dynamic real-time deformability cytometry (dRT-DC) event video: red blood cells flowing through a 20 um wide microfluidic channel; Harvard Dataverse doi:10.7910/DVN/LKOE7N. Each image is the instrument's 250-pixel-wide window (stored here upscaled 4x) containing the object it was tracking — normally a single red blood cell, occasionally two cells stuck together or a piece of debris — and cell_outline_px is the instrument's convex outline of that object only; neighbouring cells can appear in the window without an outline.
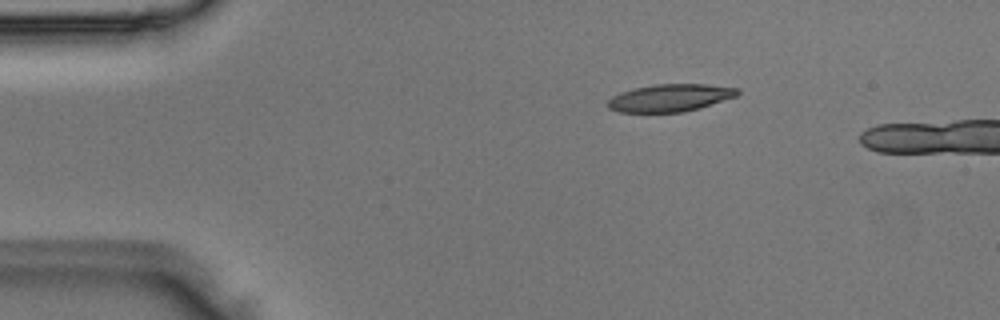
{"species": "Egyptian fruit bat (a non-hibernating species)", "species_latin": "Rousettus aegyptiacus", "temperature_condition": "room temperature", "stored_images_in_passage": 5, "camera_frame_rate_fps": 3000, "um_per_image_px": 0.085, "animal": {"sex": "male"}, "frame": {"image": 1, "passage_image": 5, "time_ms": 1.333, "image_size_px": [1000, 320], "cell_outline_px": [[740, 92], [736, 96], [700, 108], [684, 112], [620, 112], [608, 108], [604, 104], [612, 96], [620, 92], [632, 88], [652, 84], [708, 84], [740, 88]], "centroid_in_image_um": [56.93, 8.31], "position_along_channel_um": 28.1, "area_um2": 21.04}}